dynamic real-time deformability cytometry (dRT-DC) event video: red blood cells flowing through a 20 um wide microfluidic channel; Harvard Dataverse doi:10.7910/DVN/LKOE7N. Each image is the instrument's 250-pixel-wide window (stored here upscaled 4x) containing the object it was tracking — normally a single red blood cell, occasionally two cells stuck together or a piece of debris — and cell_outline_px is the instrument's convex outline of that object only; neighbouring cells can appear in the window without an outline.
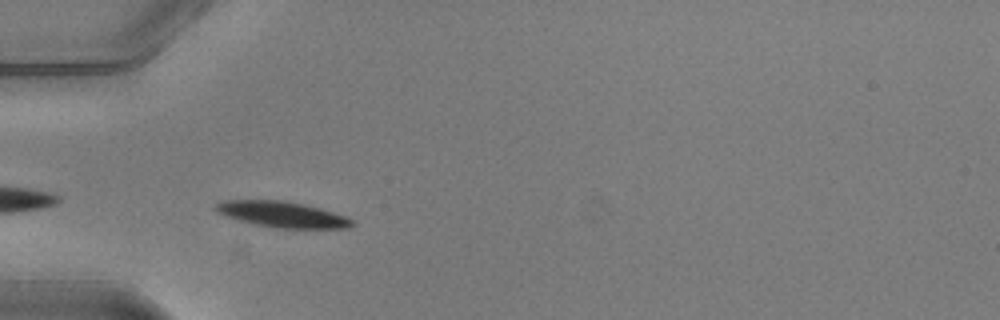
{"species": "common noctule bat (a hibernating species)", "species_latin": "Nyctalus noctula", "temperature_condition": "warm", "stored_images_in_passage": 29, "camera_frame_rate_fps": 3000, "um_per_image_px": 0.085, "animal": {"sex": "male", "body_mass_g": 20.5, "forearm_length_mm": 52.5}, "frame": {"image": 1, "passage_image": 2, "time_ms": 0.333, "image_size_px": [1000, 320], "cell_outline_px": [[352, 224], [348, 228], [276, 228], [252, 224], [228, 216], [220, 212], [216, 208], [216, 204], [224, 200], [284, 200], [304, 204], [320, 208], [344, 216], [352, 220]], "centroid_in_image_um": [24.0, 18.22], "position_along_channel_um": 61.0, "area_um2": 20.17}}
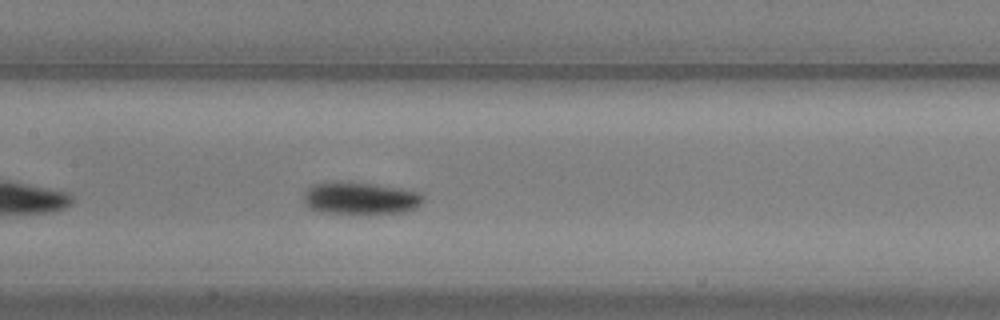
{"frame": {"image": 2, "passage_image": 11, "time_ms": 3.333, "image_size_px": [1000, 320], "cell_outline_px": [[424, 200], [416, 208], [404, 212], [320, 212], [308, 208], [304, 200], [304, 192], [312, 184], [328, 180], [352, 180], [412, 188], [424, 192]], "centroid_in_image_um": [30.68, 16.76], "position_along_channel_um": 176.7, "area_um2": 23.41}}
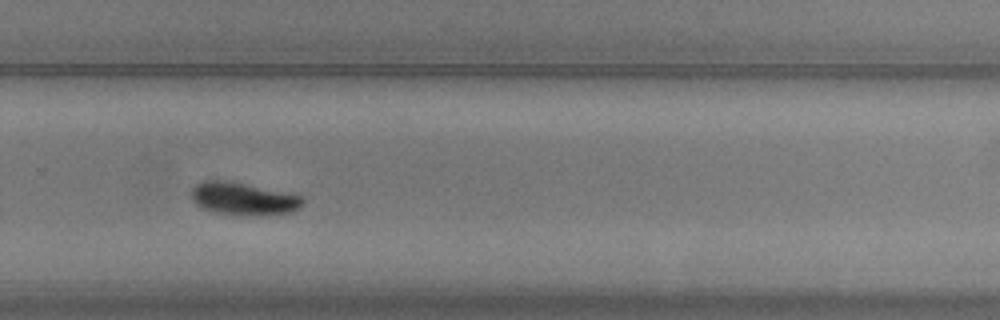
{"frame": {"image": 3, "passage_image": 21, "time_ms": 6.667, "image_size_px": [1000, 320], "cell_outline_px": [[304, 204], [300, 208], [292, 212], [256, 216], [216, 212], [200, 208], [192, 200], [192, 188], [196, 184], [204, 180], [228, 180], [300, 196], [304, 200]], "centroid_in_image_um": [20.66, 16.9], "position_along_channel_um": 309.1, "area_um2": 21.04}, "authors_computed_cell_mechanics": {"area_um2": 21.5594, "velocity_mm_per_s": 3.9917, "shape_relaxation_time_tau1_ms": 4.1499, "shape_relaxation_time_tau2_ms": null, "deformation_change_tau1": 0.1736, "deformation_change_tau2": null}}